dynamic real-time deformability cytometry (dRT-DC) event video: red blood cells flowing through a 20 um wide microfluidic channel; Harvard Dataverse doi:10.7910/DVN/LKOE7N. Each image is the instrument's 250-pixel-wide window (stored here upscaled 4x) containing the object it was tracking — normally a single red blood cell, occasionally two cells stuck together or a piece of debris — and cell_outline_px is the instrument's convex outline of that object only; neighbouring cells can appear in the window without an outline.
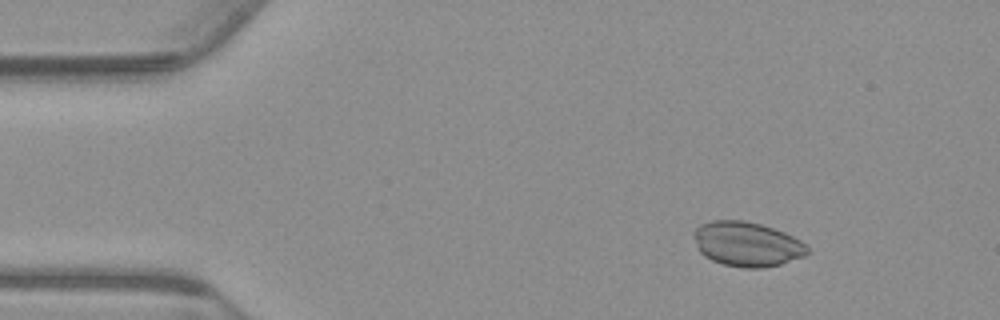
{"species": "common noctule bat (a hibernating species)", "species_latin": "Nyctalus noctula", "temperature_condition": "warm", "stored_images_in_passage": 50, "camera_frame_rate_fps": 3000, "um_per_image_px": 0.085, "animal": {"sex": "male", "body_mass_g": 23.1, "forearm_length_mm": 52.7}, "frame": {"image": 1, "passage_image": 2, "time_ms": 0.333, "image_size_px": [1000, 320], "cell_outline_px": [[808, 252], [804, 256], [780, 264], [764, 268], [744, 268], [724, 264], [712, 260], [704, 256], [700, 252], [696, 244], [692, 232], [700, 224], [712, 220], [744, 220], [760, 224], [784, 232], [800, 240], [808, 248]], "centroid_in_image_um": [63.46, 20.74], "position_along_channel_um": 21.5, "area_um2": 29.48}}
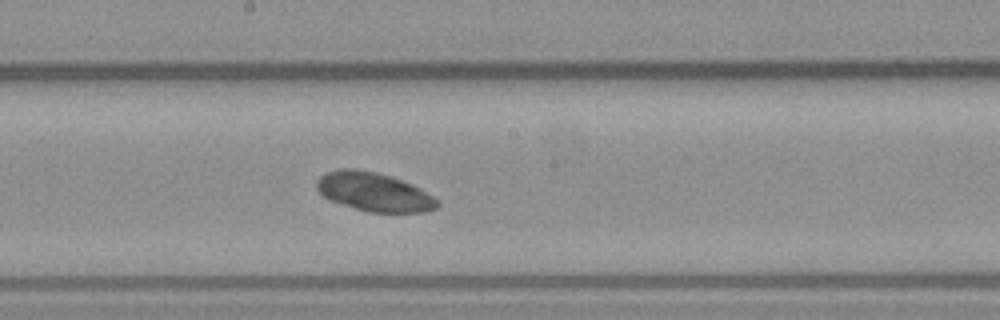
{"frame": {"image": 2, "passage_image": 24, "time_ms": 7.667, "image_size_px": [1000, 320], "cell_outline_px": [[440, 204], [436, 208], [424, 212], [368, 212], [352, 208], [332, 200], [324, 196], [316, 188], [316, 180], [320, 176], [328, 172], [340, 168], [356, 168], [376, 172], [412, 184], [436, 196], [440, 200]], "centroid_in_image_um": [31.82, 16.31], "position_along_channel_um": 216.4, "area_um2": 27.34}}
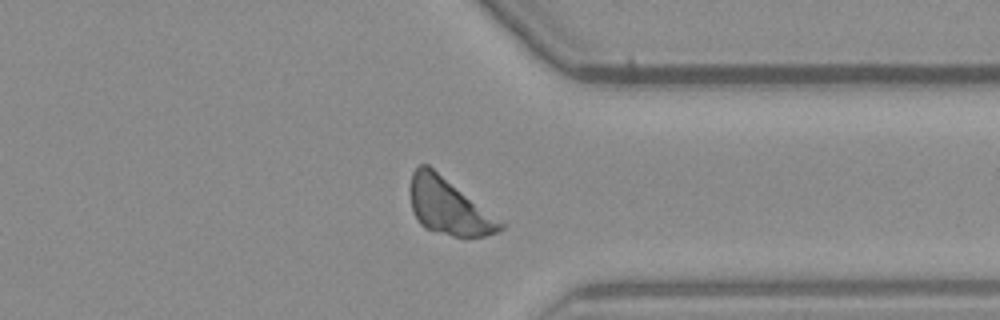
{"frame": {"image": 3, "passage_image": 37, "time_ms": 12.0, "image_size_px": [1000, 320], "cell_outline_px": [[504, 228], [500, 232], [484, 236], [452, 236], [424, 228], [420, 224], [412, 208], [408, 192], [408, 188], [412, 172], [420, 164], [428, 164], [504, 224]], "centroid_in_image_um": [38.07, 17.55], "position_along_channel_um": 373.3, "area_um2": 29.07}, "authors_computed_cell_mechanics": {"area_um2": 29.2179, "velocity_mm_per_s": 3.734, "shape_relaxation_time_tau1_ms": 0.1824, "shape_relaxation_time_tau2_ms": null, "deformation_change_tau1": 0.0079, "deformation_change_tau2": null}}